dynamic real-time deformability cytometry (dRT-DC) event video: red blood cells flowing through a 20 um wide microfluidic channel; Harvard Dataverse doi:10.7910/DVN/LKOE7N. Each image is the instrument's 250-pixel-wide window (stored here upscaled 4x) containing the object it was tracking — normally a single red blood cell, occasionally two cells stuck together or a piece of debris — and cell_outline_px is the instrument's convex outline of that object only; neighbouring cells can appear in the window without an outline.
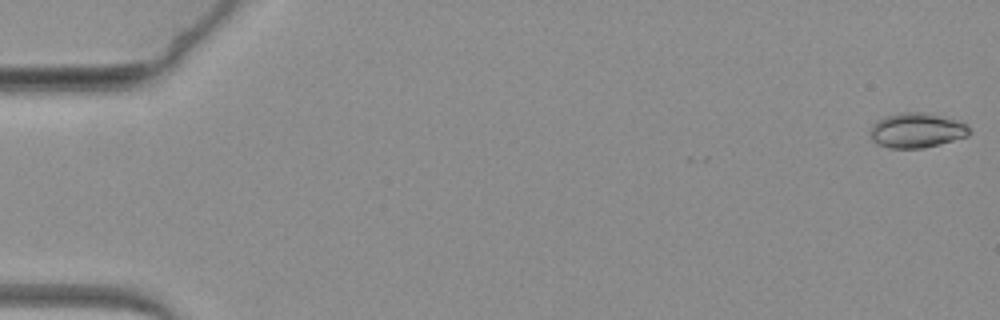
{"species": "common noctule bat (a hibernating species)", "species_latin": "Nyctalus noctula", "temperature_condition": "warm", "stored_images_in_passage": 32, "camera_frame_rate_fps": 3000, "um_per_image_px": 0.085, "animal": {"sex": "female", "body_mass_g": 19.3, "forearm_length_mm": 54.1}, "frame": {"image": 1, "passage_image": 1, "time_ms": 0.0, "image_size_px": [1000, 320], "cell_outline_px": [[972, 132], [968, 136], [940, 144], [924, 148], [888, 148], [876, 144], [872, 140], [868, 132], [872, 124], [876, 120], [884, 116], [900, 112], [924, 112], [944, 116], [968, 124]], "centroid_in_image_um": [77.9, 11.07], "position_along_channel_um": 7.1, "area_um2": 20.63}}
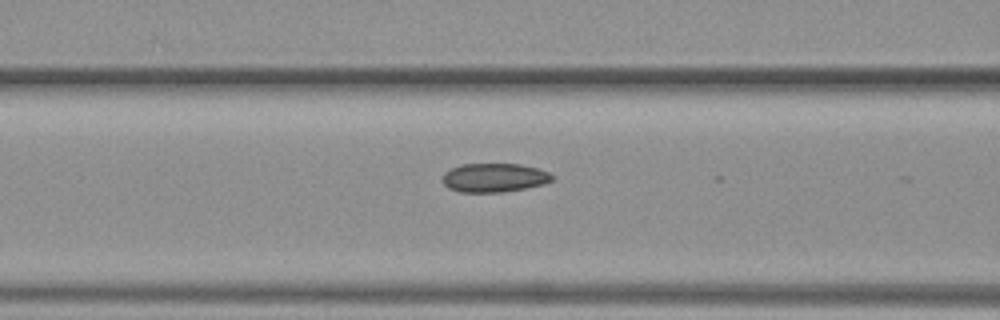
{"frame": {"image": 2, "passage_image": 27, "time_ms": 8.667, "image_size_px": [1000, 320], "cell_outline_px": [[552, 180], [544, 184], [504, 192], [460, 192], [448, 188], [444, 184], [444, 172], [460, 164], [520, 164], [536, 168], [548, 172], [552, 176]], "centroid_in_image_um": [41.99, 15.1], "position_along_channel_um": 124.6, "area_um2": 18.26}}
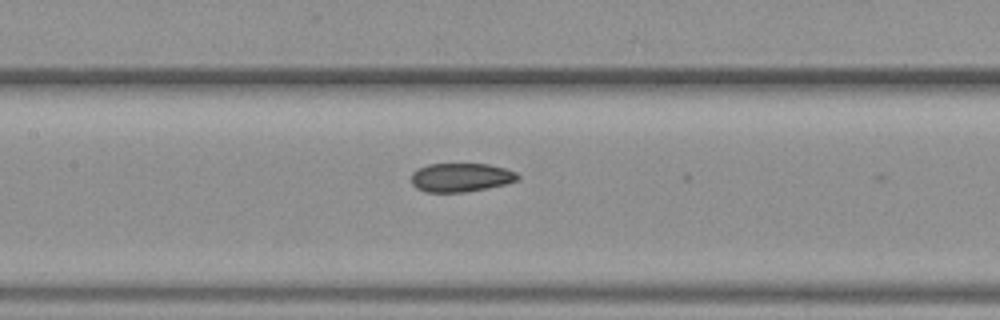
{"frame": {"image": 3, "passage_image": 31, "time_ms": 10.0, "image_size_px": [1000, 320], "cell_outline_px": [[520, 176], [516, 180], [504, 184], [488, 188], [464, 192], [424, 192], [416, 188], [412, 184], [412, 172], [416, 168], [428, 164], [488, 164], [504, 168], [516, 172]], "centroid_in_image_um": [39.13, 15.08], "position_along_channel_um": 168.3, "area_um2": 17.86}}